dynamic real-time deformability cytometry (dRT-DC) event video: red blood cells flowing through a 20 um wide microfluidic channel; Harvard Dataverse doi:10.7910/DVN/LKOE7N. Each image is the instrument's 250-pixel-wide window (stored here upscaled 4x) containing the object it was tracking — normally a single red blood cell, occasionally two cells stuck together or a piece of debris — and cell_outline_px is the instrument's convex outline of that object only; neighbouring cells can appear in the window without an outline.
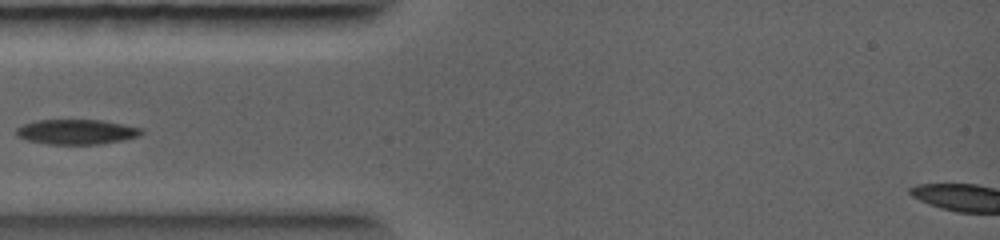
{"species": "common noctule bat (a hibernating species)", "species_latin": "Nyctalus noctula", "temperature_condition": "warm", "stored_images_in_passage": 7, "camera_frame_rate_fps": 5000, "um_per_image_px": 0.085, "animal": {"sex": "female", "body_mass_g": 19.0, "forearm_length_mm": 56.7}, "frame": {"image": 1, "passage_image": 6, "time_ms": 2.4, "image_size_px": [1000, 240], "cell_outline_px": [[144, 132], [140, 136], [100, 144], [48, 144], [28, 140], [16, 136], [16, 128], [24, 124], [36, 120], [104, 120], [144, 128]], "centroid_in_image_um": [6.54, 11.2], "position_along_channel_um": 78.5, "area_um2": 18.26}}